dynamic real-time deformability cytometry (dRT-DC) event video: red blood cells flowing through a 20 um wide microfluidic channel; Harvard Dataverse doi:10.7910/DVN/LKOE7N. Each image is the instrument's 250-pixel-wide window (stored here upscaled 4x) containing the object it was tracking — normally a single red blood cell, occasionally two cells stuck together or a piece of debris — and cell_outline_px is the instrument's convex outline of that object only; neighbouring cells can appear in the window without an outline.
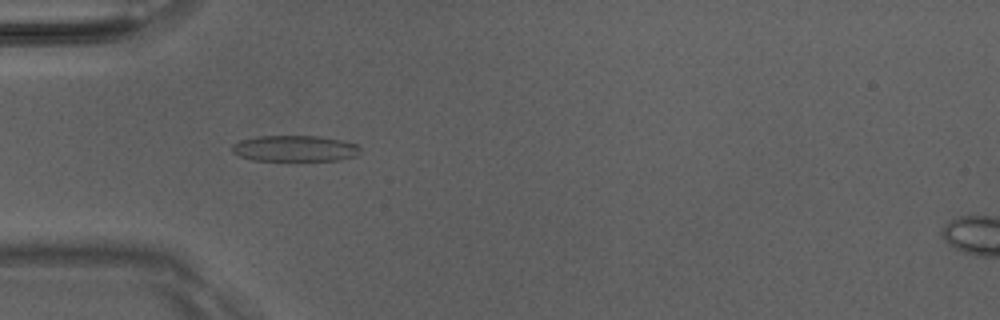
{"species": "Egyptian fruit bat (a non-hibernating species)", "species_latin": "Rousettus aegyptiacus", "temperature_condition": "room temperature", "stored_images_in_passage": 41, "camera_frame_rate_fps": 3000, "um_per_image_px": 0.085, "animal": {"sex": "male"}, "frame": {"image": 1, "passage_image": 6, "time_ms": 1.667, "image_size_px": [1000, 320], "cell_outline_px": [[360, 152], [356, 156], [340, 160], [252, 160], [240, 156], [232, 152], [232, 144], [240, 140], [260, 136], [320, 136], [340, 140], [356, 144], [360, 148]], "centroid_in_image_um": [25.06, 12.62], "position_along_channel_um": 59.9, "area_um2": 19.36}}
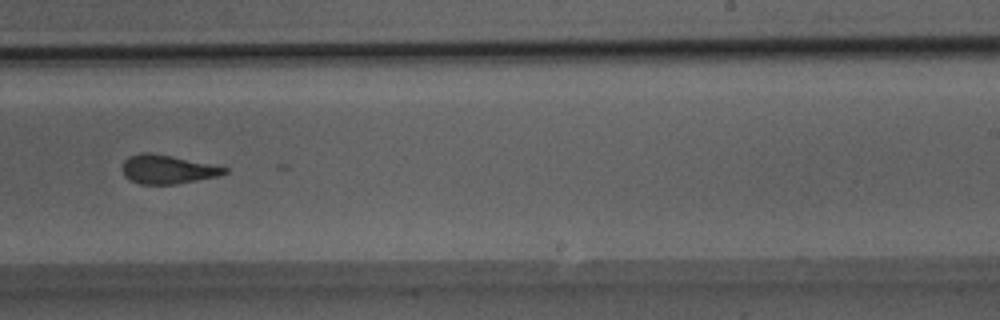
{"frame": {"image": 2, "passage_image": 22, "time_ms": 7.0, "image_size_px": [1000, 320], "cell_outline_px": [[228, 172], [220, 176], [176, 184], [140, 184], [128, 180], [124, 176], [120, 168], [124, 160], [128, 156], [140, 152], [152, 152], [172, 156], [228, 168]], "centroid_in_image_um": [14.17, 14.39], "position_along_channel_um": 274.8, "area_um2": 17.4}}
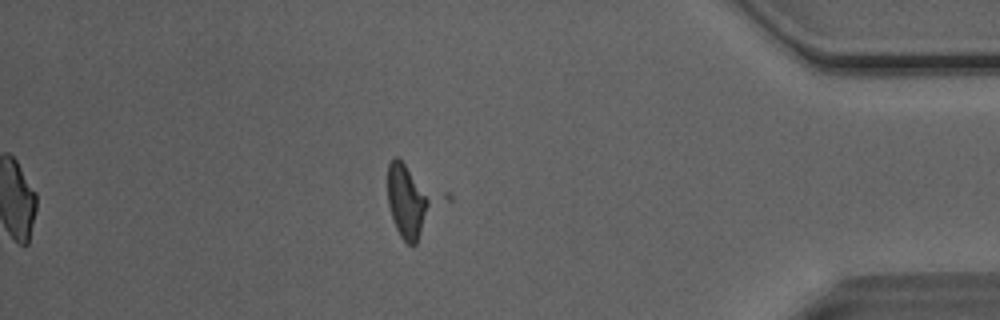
{"frame": {"image": 3, "passage_image": 34, "time_ms": 11.0, "image_size_px": [1000, 320], "cell_outline_px": [[452, 200], [416, 244], [408, 244], [400, 236], [396, 228], [388, 204], [388, 164], [392, 156], [400, 156], [448, 192], [452, 196]], "centroid_in_image_um": [35.16, 16.98], "position_along_channel_um": 400.0, "area_um2": 25.32}}